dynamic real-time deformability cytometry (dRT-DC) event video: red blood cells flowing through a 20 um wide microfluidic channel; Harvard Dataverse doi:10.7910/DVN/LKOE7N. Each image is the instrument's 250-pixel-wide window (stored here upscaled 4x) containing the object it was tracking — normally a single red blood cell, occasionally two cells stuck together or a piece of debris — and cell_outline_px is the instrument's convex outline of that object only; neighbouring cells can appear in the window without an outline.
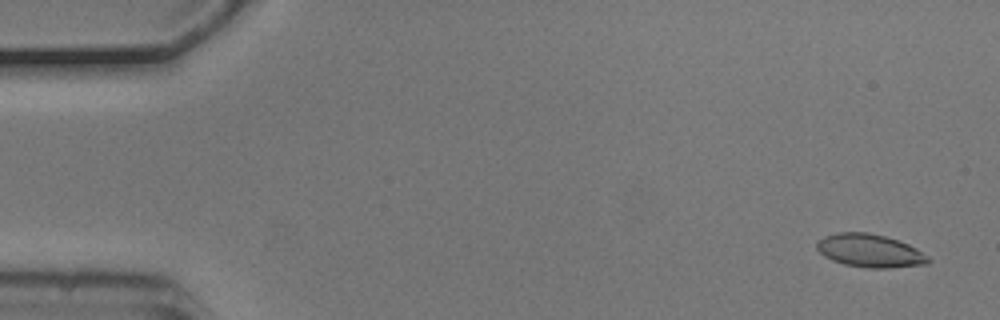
{"species": "common noctule bat (a hibernating species)", "species_latin": "Nyctalus noctula", "temperature_condition": "cold", "stored_images_in_passage": 4, "camera_frame_rate_fps": 3000, "um_per_image_px": 0.085, "animal": {"sex": "male", "body_mass_g": 20.5, "forearm_length_mm": 52.5}, "frame": {"image": 1, "passage_image": 1, "time_ms": 0.0, "image_size_px": [1000, 320], "cell_outline_px": [[932, 260], [928, 264], [888, 268], [868, 268], [844, 264], [832, 260], [824, 256], [816, 248], [816, 240], [824, 236], [836, 232], [868, 232], [884, 236], [908, 244], [916, 248], [928, 256]], "centroid_in_image_um": [73.92, 21.31], "position_along_channel_um": 11.1, "area_um2": 21.62}}
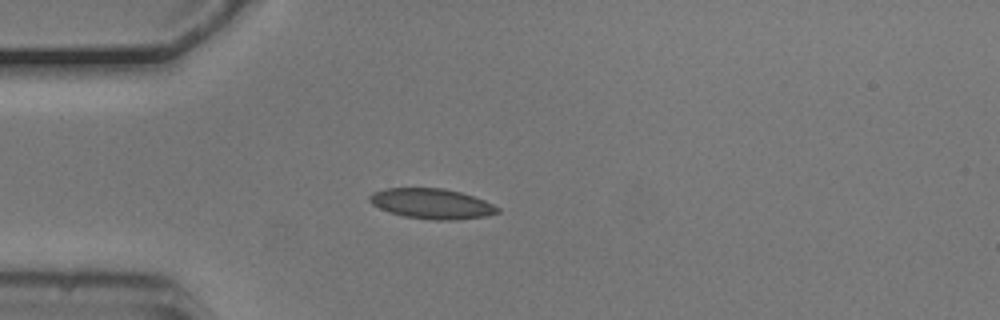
{"frame": {"image": 2, "passage_image": 4, "time_ms": 1.0, "image_size_px": [1000, 320], "cell_outline_px": [[500, 212], [484, 216], [460, 220], [432, 220], [404, 216], [388, 212], [372, 204], [368, 200], [368, 196], [372, 192], [384, 188], [444, 188], [460, 192], [484, 200], [500, 208]], "centroid_in_image_um": [36.67, 17.31], "position_along_channel_um": 48.3, "area_um2": 22.66}}